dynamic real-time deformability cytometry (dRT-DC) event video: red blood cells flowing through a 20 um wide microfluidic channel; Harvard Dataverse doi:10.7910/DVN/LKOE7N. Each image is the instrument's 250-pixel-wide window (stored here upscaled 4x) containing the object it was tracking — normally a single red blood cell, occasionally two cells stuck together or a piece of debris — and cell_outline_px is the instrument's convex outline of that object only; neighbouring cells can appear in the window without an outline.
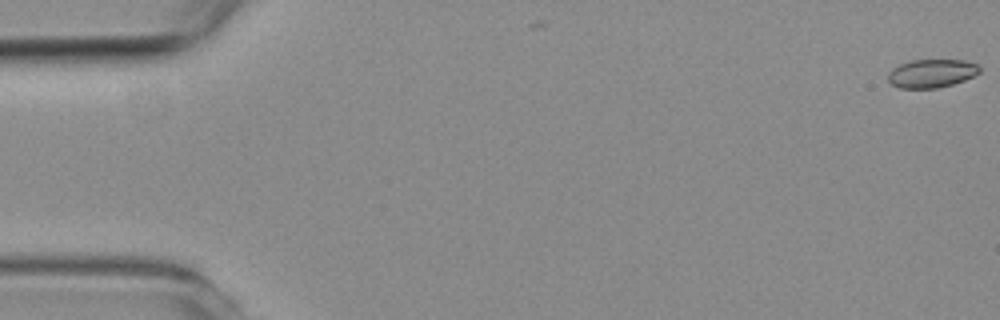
{"species": "common noctule bat (a hibernating species)", "species_latin": "Nyctalus noctula", "temperature_condition": "room temperature", "stored_images_in_passage": 57, "camera_frame_rate_fps": 3000, "um_per_image_px": 0.085, "animal": {"sex": "female", "body_mass_g": 19.3, "forearm_length_mm": 54.1}, "frame": {"image": 1, "passage_image": 1, "time_ms": 0.0, "image_size_px": [1000, 320], "cell_outline_px": [[980, 72], [964, 80], [952, 84], [936, 88], [900, 88], [892, 84], [888, 80], [888, 72], [892, 68], [900, 64], [912, 60], [964, 60], [976, 64], [980, 68]], "centroid_in_image_um": [79.16, 6.23], "position_along_channel_um": 5.8, "area_um2": 15.03}}
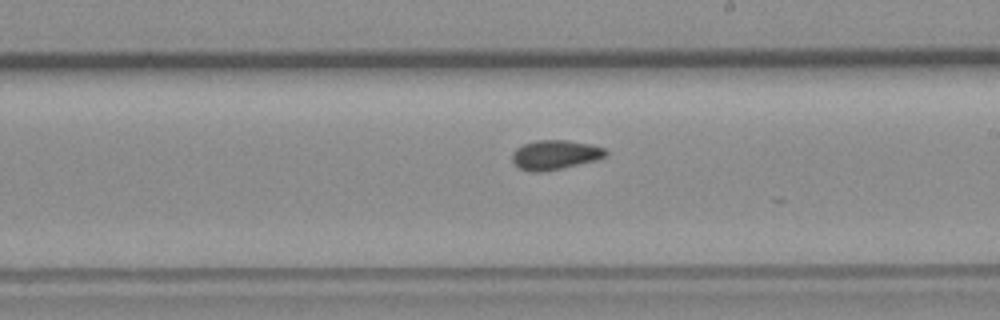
{"frame": {"image": 2, "passage_image": 33, "time_ms": 10.667, "image_size_px": [1000, 320], "cell_outline_px": [[608, 152], [604, 156], [596, 160], [560, 168], [540, 172], [532, 172], [520, 168], [512, 160], [512, 152], [516, 148], [524, 144], [536, 140], [568, 140], [592, 144], [604, 148]], "centroid_in_image_um": [47.17, 13.14], "position_along_channel_um": 241.8, "area_um2": 15.9}}
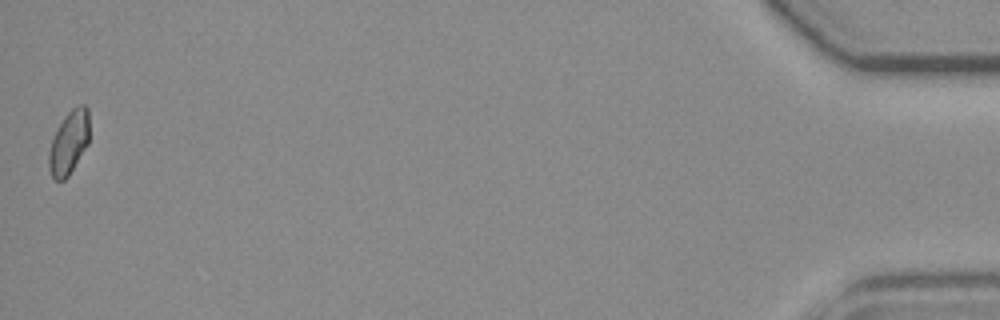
{"frame": {"image": 3, "passage_image": 57, "time_ms": 18.667, "image_size_px": [1000, 320], "cell_outline_px": [[88, 144], [68, 176], [64, 180], [56, 180], [52, 176], [48, 168], [48, 152], [52, 140], [64, 116], [72, 108], [80, 104], [84, 104], [88, 108]], "centroid_in_image_um": [5.85, 12.11], "position_along_channel_um": 429.4, "area_um2": 14.8}, "authors_computed_cell_mechanics": {"area_um2": 15.7216, "velocity_mm_per_s": 3.6283, "shape_relaxation_time_tau1_ms": null, "shape_relaxation_time_tau2_ms": 2.4685, "deformation_change_tau1": null, "deformation_change_tau2": 0.07}}